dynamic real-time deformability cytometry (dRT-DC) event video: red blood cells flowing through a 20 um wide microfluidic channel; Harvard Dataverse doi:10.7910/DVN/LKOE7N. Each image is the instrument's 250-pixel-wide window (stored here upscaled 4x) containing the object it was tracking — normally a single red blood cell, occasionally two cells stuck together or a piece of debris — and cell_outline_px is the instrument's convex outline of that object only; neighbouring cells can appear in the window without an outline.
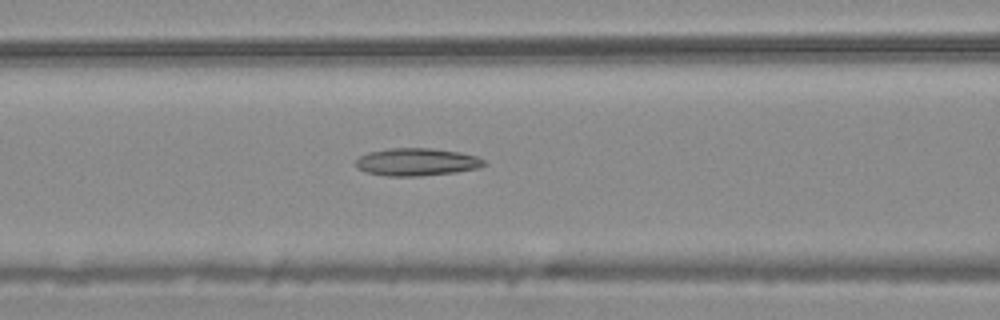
{"species": "common noctule bat (a hibernating species)", "species_latin": "Nyctalus noctula", "temperature_condition": "warm", "stored_images_in_passage": 34, "camera_frame_rate_fps": 3000, "um_per_image_px": 0.085, "animal": {"sex": "male", "body_mass_g": 20.4}, "frame": {"image": 1, "passage_image": 8, "time_ms": 2.333, "image_size_px": [1000, 320], "cell_outline_px": [[488, 164], [480, 168], [456, 172], [420, 176], [384, 176], [368, 172], [356, 168], [356, 160], [360, 156], [368, 152], [392, 148], [432, 148], [460, 152], [476, 156], [484, 160]], "centroid_in_image_um": [35.45, 13.77], "position_along_channel_um": 131.2, "area_um2": 20.75}}
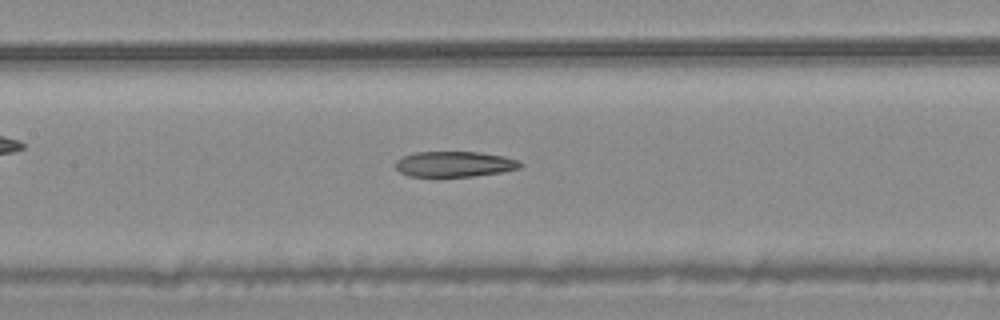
{"frame": {"image": 2, "passage_image": 11, "time_ms": 3.333, "image_size_px": [1000, 320], "cell_outline_px": [[524, 164], [520, 168], [500, 172], [472, 176], [408, 176], [400, 172], [396, 168], [396, 160], [404, 156], [416, 152], [480, 152], [504, 156], [516, 160]], "centroid_in_image_um": [38.63, 13.94], "position_along_channel_um": 168.8, "area_um2": 18.38}}
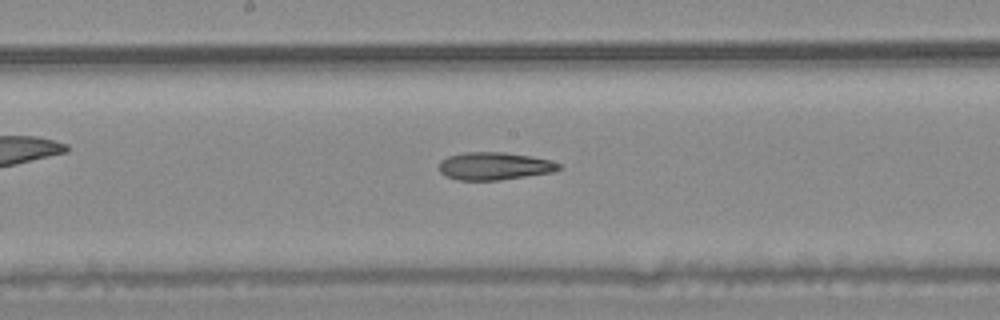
{"frame": {"image": 3, "passage_image": 14, "time_ms": 4.333, "image_size_px": [1000, 320], "cell_outline_px": [[564, 168], [552, 172], [500, 180], [456, 180], [444, 176], [440, 172], [440, 160], [448, 156], [464, 152], [504, 152], [532, 156], [548, 160], [560, 164]], "centroid_in_image_um": [42.01, 14.11], "position_along_channel_um": 206.2, "area_um2": 19.42}, "authors_computed_cell_mechanics": {"area_um2": 20.0855, "velocity_mm_per_s": 3.7473, "shape_relaxation_time_tau1_ms": null, "shape_relaxation_time_tau2_ms": 8.8428, "deformation_change_tau1": null, "deformation_change_tau2": 0.2372}}